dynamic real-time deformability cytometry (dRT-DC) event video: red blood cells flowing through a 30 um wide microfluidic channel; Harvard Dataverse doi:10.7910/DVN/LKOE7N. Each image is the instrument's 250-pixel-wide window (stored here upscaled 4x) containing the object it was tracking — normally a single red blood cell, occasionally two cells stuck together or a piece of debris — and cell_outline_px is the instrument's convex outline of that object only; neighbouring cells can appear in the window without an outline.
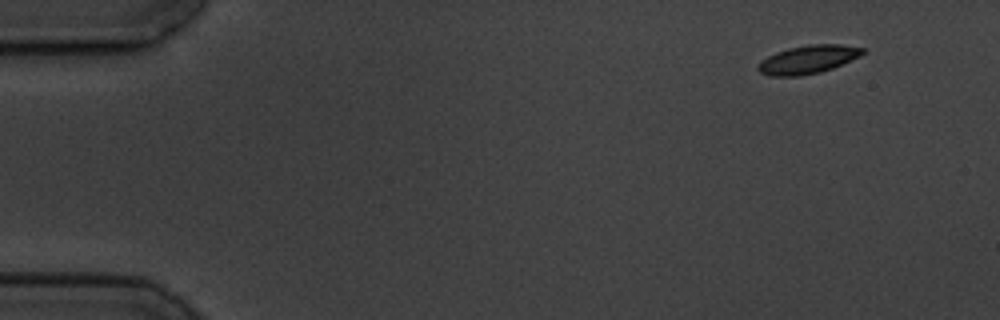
{"species": "common noctule bat (a hibernating species)", "species_latin": "Nyctalus noctula", "temperature_condition": "cold", "stored_images_in_passage": 9, "camera_frame_rate_fps": 3000, "um_per_image_px": 0.085, "animal": {"sex": "male", "body_mass_g": 19.5, "forearm_length_mm": 54.6}, "frame": {"image": 1, "passage_image": 1, "time_ms": 0.0, "image_size_px": [1000, 320], "cell_outline_px": [[864, 52], [860, 56], [832, 68], [820, 72], [800, 76], [768, 76], [760, 72], [756, 68], [756, 64], [768, 56], [776, 52], [788, 48], [808, 44], [840, 44], [864, 48]], "centroid_in_image_um": [68.64, 5.06], "position_along_channel_um": 16.4, "area_um2": 17.28}}
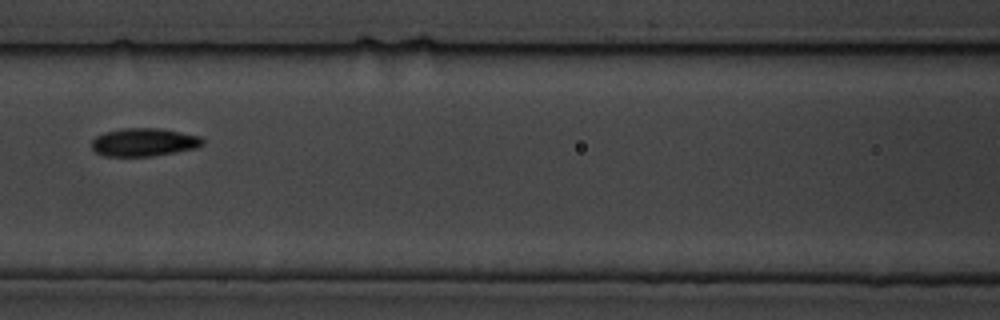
{"frame": {"image": 2, "passage_image": 7, "time_ms": 7.0, "image_size_px": [1000, 320], "cell_outline_px": [[204, 144], [196, 148], [176, 152], [152, 156], [104, 156], [96, 152], [92, 148], [92, 140], [96, 136], [104, 132], [124, 128], [160, 128], [200, 136], [204, 140]], "centroid_in_image_um": [12.24, 12.09], "position_along_channel_um": 154.4, "area_um2": 18.21}}
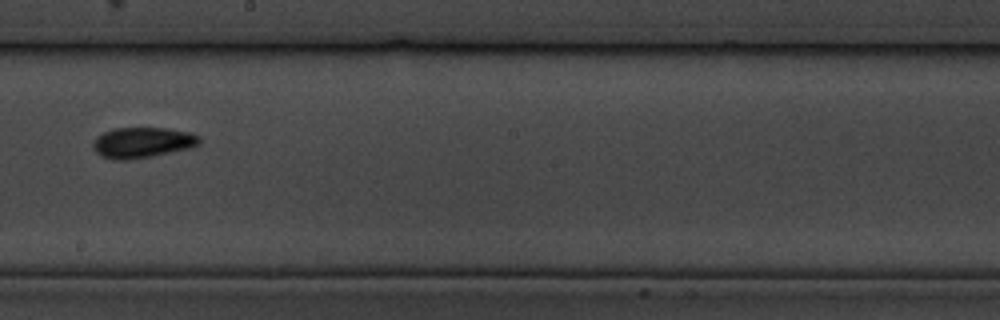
{"frame": {"image": 3, "passage_image": 9, "time_ms": 9.333, "image_size_px": [1000, 320], "cell_outline_px": [[200, 144], [192, 148], [152, 156], [124, 160], [112, 160], [96, 152], [92, 148], [92, 144], [104, 132], [112, 128], [168, 128], [192, 132], [200, 136]], "centroid_in_image_um": [12.16, 12.11], "position_along_channel_um": 236.0, "area_um2": 19.02}}